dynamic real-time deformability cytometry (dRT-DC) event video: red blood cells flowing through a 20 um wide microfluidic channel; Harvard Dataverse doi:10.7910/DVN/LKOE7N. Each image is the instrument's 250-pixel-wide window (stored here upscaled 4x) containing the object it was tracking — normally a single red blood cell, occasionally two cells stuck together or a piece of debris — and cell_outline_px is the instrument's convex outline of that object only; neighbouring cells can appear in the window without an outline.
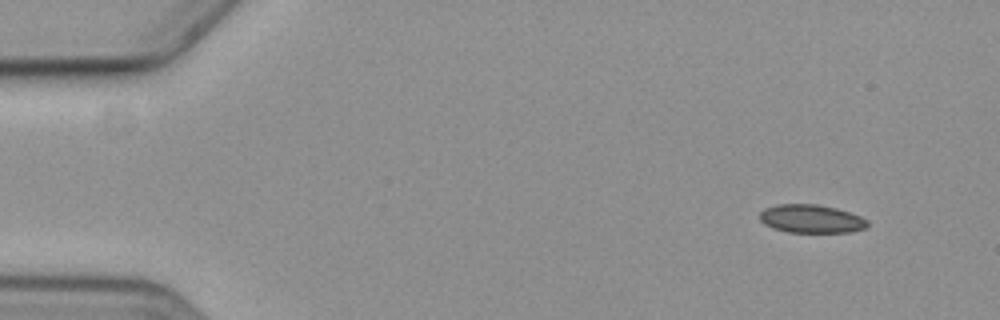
{"species": "common noctule bat (a hibernating species)", "species_latin": "Nyctalus noctula", "temperature_condition": "cold", "stored_images_in_passage": 4, "camera_frame_rate_fps": 3000, "um_per_image_px": 0.085, "animal": {"sex": "female", "body_mass_g": 19.3, "forearm_length_mm": 54.1}, "frame": {"image": 1, "passage_image": 1, "time_ms": 0.0, "image_size_px": [1000, 320], "cell_outline_px": [[868, 228], [852, 232], [788, 232], [772, 228], [764, 224], [760, 220], [760, 212], [764, 208], [776, 204], [816, 204], [836, 208], [860, 216], [868, 220]], "centroid_in_image_um": [68.95, 18.6], "position_along_channel_um": 16.0, "area_um2": 17.92}}
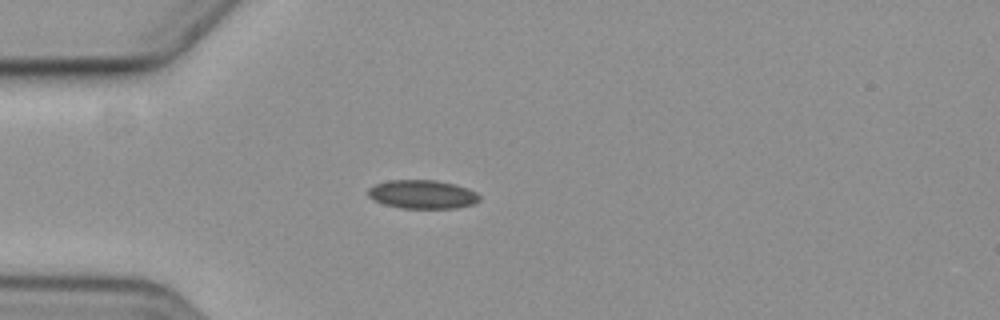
{"frame": {"image": 2, "passage_image": 4, "time_ms": 3.667, "image_size_px": [1000, 320], "cell_outline_px": [[480, 200], [472, 204], [456, 208], [400, 208], [384, 204], [372, 200], [368, 196], [368, 188], [376, 184], [388, 180], [436, 180], [468, 188], [476, 192], [480, 196]], "centroid_in_image_um": [35.88, 16.52], "position_along_channel_um": 49.1, "area_um2": 18.61}}